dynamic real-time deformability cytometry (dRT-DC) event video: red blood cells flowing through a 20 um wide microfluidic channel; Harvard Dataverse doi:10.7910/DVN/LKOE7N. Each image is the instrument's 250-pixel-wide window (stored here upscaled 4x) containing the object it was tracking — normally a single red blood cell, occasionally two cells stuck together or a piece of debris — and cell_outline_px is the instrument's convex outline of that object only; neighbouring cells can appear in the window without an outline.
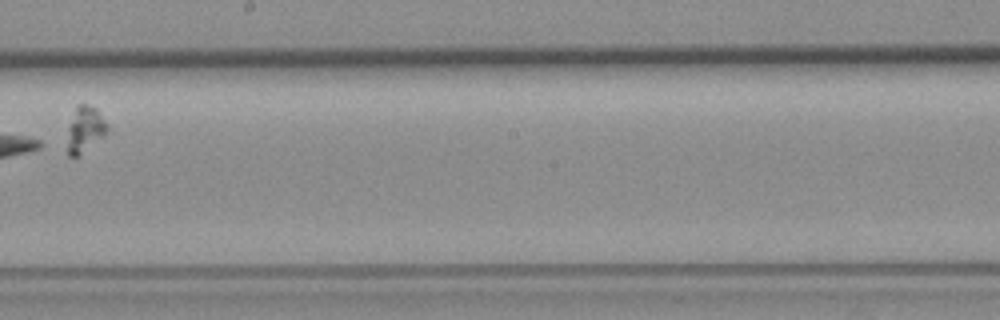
{"species": "common noctule bat (a hibernating species)", "species_latin": "Nyctalus noctula", "temperature_condition": "room temperature", "stored_images_in_passage": 6, "camera_frame_rate_fps": 3000, "um_per_image_px": 0.085, "animal": {"sex": "female", "body_mass_g": 19.3, "forearm_length_mm": 54.1}, "frame": {"image": 1, "passage_image": 5, "time_ms": 4.667, "image_size_px": [1000, 320], "cell_outline_px": [[108, 132], [76, 156], [68, 156], [68, 128], [76, 104], [88, 104], [96, 108], [108, 124]], "centroid_in_image_um": [7.23, 10.93], "position_along_channel_um": 241.0, "area_um2": 10.4}}
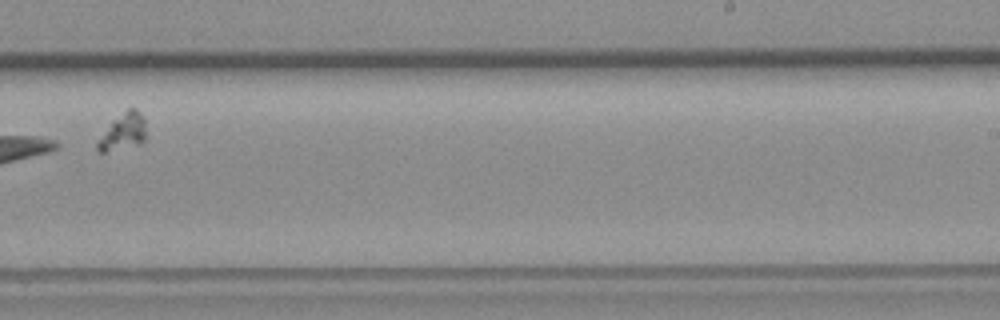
{"frame": {"image": 2, "passage_image": 6, "time_ms": 5.667, "image_size_px": [1000, 320], "cell_outline_px": [[144, 140], [140, 144], [104, 152], [100, 152], [96, 148], [96, 144], [112, 120], [128, 108], [136, 108], [144, 116]], "centroid_in_image_um": [10.46, 11.18], "position_along_channel_um": 278.5, "area_um2": 10.17}}